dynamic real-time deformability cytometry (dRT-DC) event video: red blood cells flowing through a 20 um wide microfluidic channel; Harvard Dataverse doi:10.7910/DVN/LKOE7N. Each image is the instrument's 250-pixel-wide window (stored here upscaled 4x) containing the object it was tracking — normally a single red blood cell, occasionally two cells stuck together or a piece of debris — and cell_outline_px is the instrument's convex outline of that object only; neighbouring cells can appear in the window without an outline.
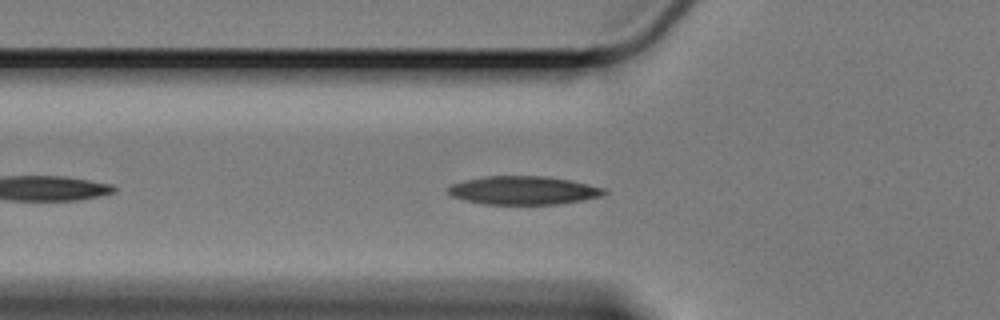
{"species": "Egyptian fruit bat (a non-hibernating species)", "species_latin": "Rousettus aegyptiacus", "temperature_condition": "cold", "stored_images_in_passage": 31, "camera_frame_rate_fps": 3000, "um_per_image_px": 0.085, "animal": {"sex": "female"}, "frame": {"image": 1, "passage_image": 7, "time_ms": 2.0, "image_size_px": [1000, 320], "cell_outline_px": [[608, 192], [600, 196], [584, 200], [556, 204], [484, 204], [464, 200], [452, 196], [448, 192], [448, 188], [452, 184], [464, 180], [484, 176], [548, 176], [572, 180], [604, 188]], "centroid_in_image_um": [44.5, 16.17], "position_along_channel_um": 81.3, "area_um2": 25.89}}
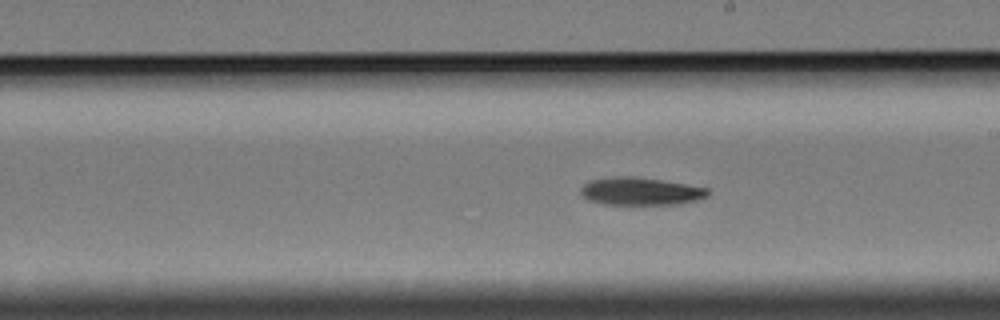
{"frame": {"image": 2, "passage_image": 17, "time_ms": 5.333, "image_size_px": [1000, 320], "cell_outline_px": [[712, 192], [708, 196], [696, 200], [680, 204], [600, 204], [588, 200], [580, 196], [580, 188], [588, 180], [616, 176], [636, 176], [708, 188]], "centroid_in_image_um": [54.41, 16.26], "position_along_channel_um": 234.6, "area_um2": 20.75}}
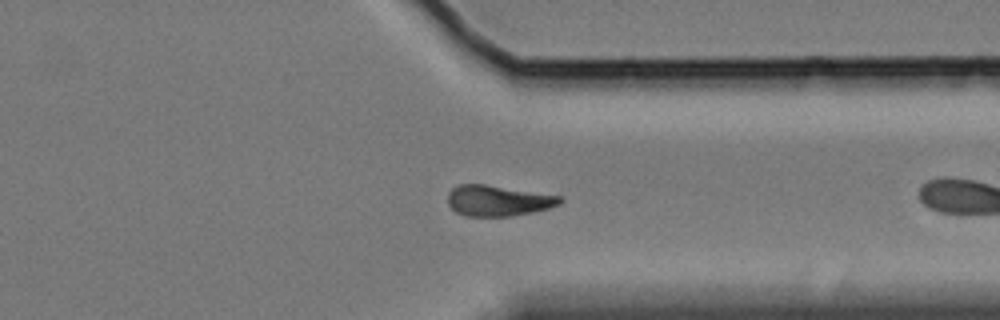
{"frame": {"image": 3, "passage_image": 29, "time_ms": 9.333, "image_size_px": [1000, 320], "cell_outline_px": [[564, 200], [560, 204], [548, 208], [532, 212], [508, 216], [464, 216], [456, 212], [448, 204], [448, 192], [456, 184], [484, 184], [560, 196]], "centroid_in_image_um": [42.29, 17.05], "position_along_channel_um": 369.1, "area_um2": 20.0}}